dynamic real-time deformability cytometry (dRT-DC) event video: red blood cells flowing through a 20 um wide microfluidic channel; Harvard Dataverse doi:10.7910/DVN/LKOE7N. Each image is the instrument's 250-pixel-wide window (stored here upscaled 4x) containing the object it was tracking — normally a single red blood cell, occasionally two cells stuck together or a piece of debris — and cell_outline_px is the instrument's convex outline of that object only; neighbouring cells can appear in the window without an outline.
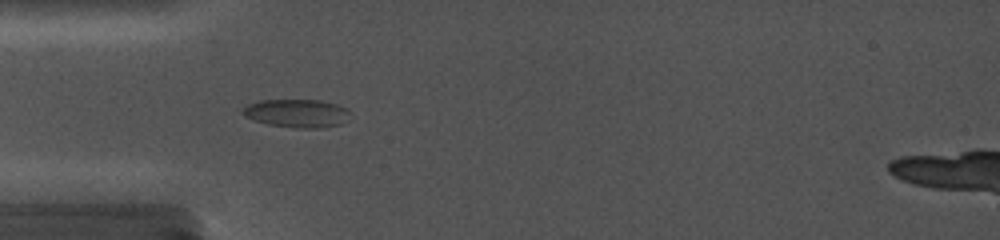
{"species": "common noctule bat (a hibernating species)", "species_latin": "Nyctalus noctula", "temperature_condition": "cold", "stored_images_in_passage": 35, "camera_frame_rate_fps": 5000, "um_per_image_px": 0.085, "animal": {"sex": "female", "body_mass_g": 19.0, "forearm_length_mm": 56.7}, "frame": {"image": 1, "passage_image": 7, "time_ms": 2.4, "image_size_px": [1000, 240], "cell_outline_px": [[352, 112], [340, 124], [316, 128], [300, 128], [268, 124], [256, 120], [248, 116], [244, 112], [244, 108], [248, 104], [260, 100], [320, 100], [336, 104], [348, 108]], "centroid_in_image_um": [25.29, 9.61], "position_along_channel_um": 59.7, "area_um2": 17.28}}
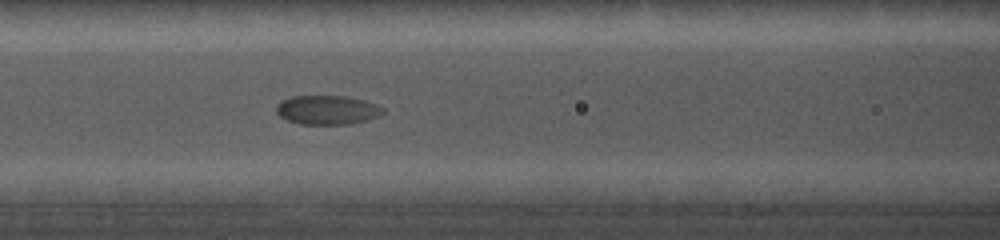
{"frame": {"image": 2, "passage_image": 16, "time_ms": 4.8, "image_size_px": [1000, 240], "cell_outline_px": [[384, 112], [380, 116], [368, 120], [352, 124], [300, 124], [288, 120], [280, 116], [276, 112], [276, 104], [280, 100], [292, 96], [344, 96], [364, 100], [376, 104], [384, 108]], "centroid_in_image_um": [27.82, 9.34], "position_along_channel_um": 138.8, "area_um2": 18.26}}
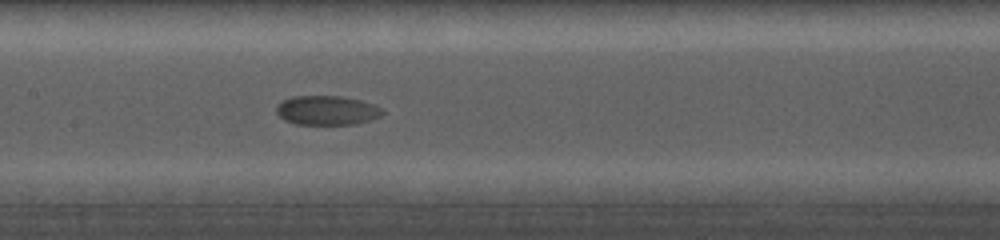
{"frame": {"image": 3, "passage_image": 23, "time_ms": 6.0, "image_size_px": [1000, 240], "cell_outline_px": [[384, 112], [380, 116], [356, 124], [296, 124], [284, 120], [276, 112], [276, 108], [284, 100], [292, 96], [340, 96], [360, 100], [376, 104], [384, 108]], "centroid_in_image_um": [27.83, 9.37], "position_along_channel_um": 179.6, "area_um2": 18.09}}